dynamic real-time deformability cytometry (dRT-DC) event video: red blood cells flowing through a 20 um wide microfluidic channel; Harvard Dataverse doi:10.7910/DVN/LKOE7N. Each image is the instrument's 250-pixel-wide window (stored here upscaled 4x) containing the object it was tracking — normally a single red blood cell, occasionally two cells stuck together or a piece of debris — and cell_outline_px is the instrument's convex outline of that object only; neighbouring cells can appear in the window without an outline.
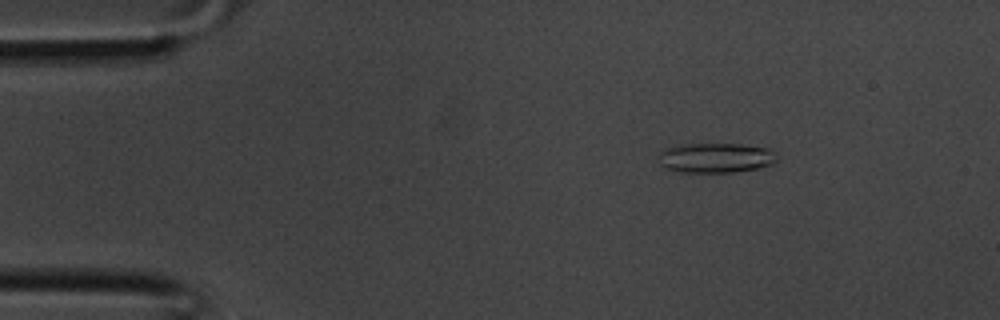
{"species": "common noctule bat (a hibernating species)", "species_latin": "Nyctalus noctula", "temperature_condition": "room temperature", "stored_images_in_passage": 34, "camera_frame_rate_fps": 3000, "um_per_image_px": 0.085, "animal": {"sex": "male", "body_mass_g": 20.1, "forearm_length_mm": 53.5}, "frame": {"image": 1, "passage_image": 2, "time_ms": 0.333, "image_size_px": [1000, 320], "cell_outline_px": [[776, 160], [772, 164], [756, 168], [732, 172], [680, 172], [664, 168], [660, 164], [656, 156], [664, 148], [684, 144], [740, 144], [768, 148], [776, 152]], "centroid_in_image_um": [60.78, 13.41], "position_along_channel_um": 24.2, "area_um2": 20.69}}
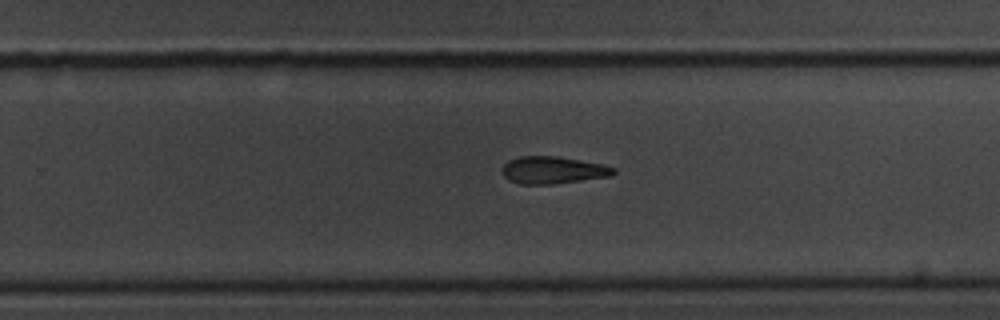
{"frame": {"image": 2, "passage_image": 20, "time_ms": 6.333, "image_size_px": [1000, 320], "cell_outline_px": [[616, 172], [612, 176], [552, 184], [520, 184], [508, 180], [500, 172], [504, 164], [508, 160], [520, 156], [556, 156], [604, 164], [616, 168]], "centroid_in_image_um": [46.99, 14.46], "position_along_channel_um": 282.8, "area_um2": 17.86}}
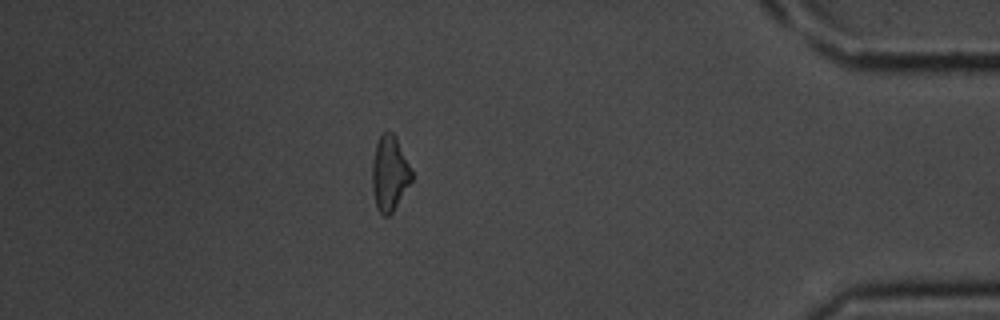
{"frame": {"image": 3, "passage_image": 29, "time_ms": 9.333, "image_size_px": [1000, 320], "cell_outline_px": [[412, 180], [392, 212], [388, 216], [384, 216], [376, 208], [372, 188], [372, 160], [376, 144], [380, 136], [384, 132], [392, 132], [396, 136], [412, 172]], "centroid_in_image_um": [33.09, 14.74], "position_along_channel_um": 402.1, "area_um2": 17.11}}